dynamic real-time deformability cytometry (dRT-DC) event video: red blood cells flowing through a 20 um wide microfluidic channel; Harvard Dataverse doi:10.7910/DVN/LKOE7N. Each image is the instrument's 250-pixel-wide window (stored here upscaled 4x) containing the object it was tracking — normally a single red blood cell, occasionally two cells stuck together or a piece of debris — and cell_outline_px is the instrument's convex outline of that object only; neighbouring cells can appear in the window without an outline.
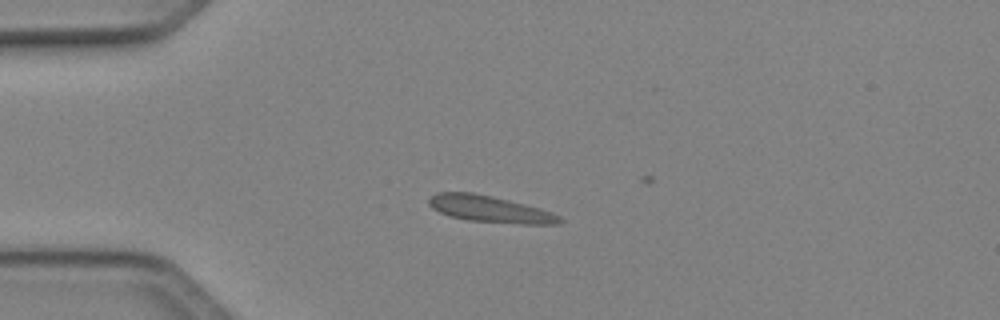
{"species": "Egyptian fruit bat (a non-hibernating species)", "species_latin": "Rousettus aegyptiacus", "temperature_condition": "cold", "stored_images_in_passage": 15, "camera_frame_rate_fps": 3000, "um_per_image_px": 0.085, "animal": {"sex": "female"}, "frame": {"image": 1, "passage_image": 12, "time_ms": 3.667, "image_size_px": [1000, 320], "cell_outline_px": [[564, 220], [556, 224], [524, 224], [468, 220], [452, 216], [440, 212], [432, 208], [428, 204], [428, 200], [436, 192], [472, 192], [492, 196], [540, 208], [552, 212], [560, 216]], "centroid_in_image_um": [41.65, 17.76], "position_along_channel_um": 43.3, "area_um2": 20.06}}